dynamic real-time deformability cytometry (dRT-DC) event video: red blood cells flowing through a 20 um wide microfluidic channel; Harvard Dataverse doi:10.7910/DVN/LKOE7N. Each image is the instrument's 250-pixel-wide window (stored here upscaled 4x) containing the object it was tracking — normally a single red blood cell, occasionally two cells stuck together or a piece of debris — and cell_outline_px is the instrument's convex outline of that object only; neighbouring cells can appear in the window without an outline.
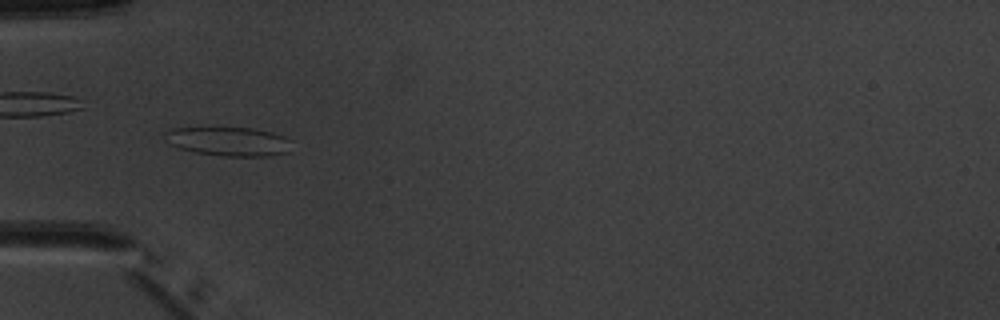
{"species": "common noctule bat (a hibernating species)", "species_latin": "Nyctalus noctula", "temperature_condition": "warm", "stored_images_in_passage": 7, "camera_frame_rate_fps": 3000, "um_per_image_px": 0.085, "animal": {"sex": "male", "body_mass_g": 20.1, "forearm_length_mm": 53.5}, "frame": {"image": 1, "passage_image": 4, "time_ms": 4.667, "image_size_px": [1000, 320], "cell_outline_px": [[292, 140], [288, 152], [268, 156], [220, 156], [196, 152], [180, 148], [168, 144], [164, 132], [172, 128], [252, 128], [272, 132], [284, 136]], "centroid_in_image_um": [19.45, 12.02], "position_along_channel_um": 65.5, "area_um2": 21.39}}
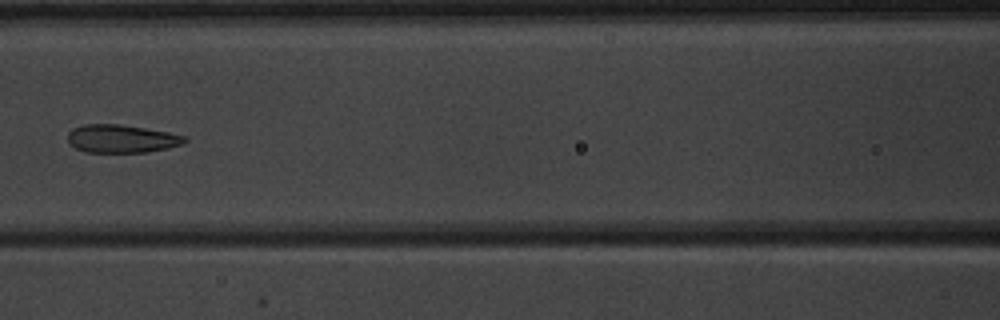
{"frame": {"image": 2, "passage_image": 6, "time_ms": 7.0, "image_size_px": [1000, 320], "cell_outline_px": [[188, 140], [184, 144], [168, 148], [148, 152], [88, 152], [76, 148], [68, 144], [68, 132], [72, 128], [84, 124], [116, 124], [144, 128], [168, 132], [184, 136]], "centroid_in_image_um": [10.32, 11.79], "position_along_channel_um": 156.3, "area_um2": 19.13}}
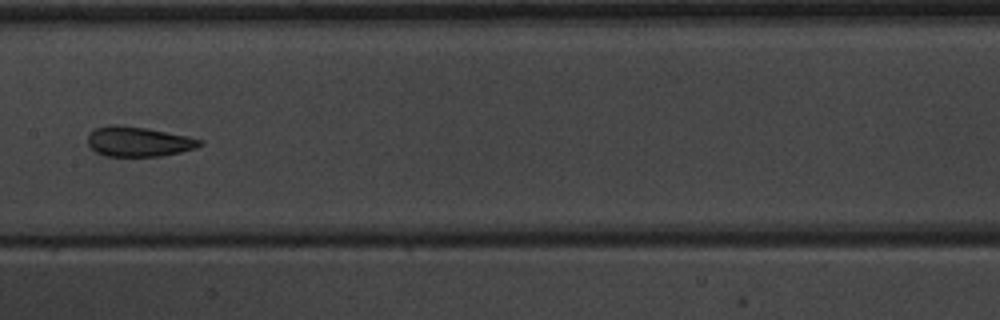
{"frame": {"image": 3, "passage_image": 7, "time_ms": 8.0, "image_size_px": [1000, 320], "cell_outline_px": [[204, 144], [196, 148], [180, 152], [160, 156], [104, 156], [96, 152], [88, 144], [88, 136], [96, 128], [112, 124], [116, 124], [144, 128], [188, 136], [204, 140]], "centroid_in_image_um": [11.8, 12.04], "position_along_channel_um": 195.6, "area_um2": 19.42}}